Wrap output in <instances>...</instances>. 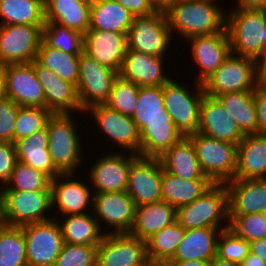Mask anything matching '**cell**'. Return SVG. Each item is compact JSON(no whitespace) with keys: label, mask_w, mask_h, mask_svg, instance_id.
Listing matches in <instances>:
<instances>
[{"label":"cell","mask_w":266,"mask_h":266,"mask_svg":"<svg viewBox=\"0 0 266 266\" xmlns=\"http://www.w3.org/2000/svg\"><path fill=\"white\" fill-rule=\"evenodd\" d=\"M215 0H181L166 15L171 35L187 40L204 34L226 30V14Z\"/></svg>","instance_id":"6da1fadb"},{"label":"cell","mask_w":266,"mask_h":266,"mask_svg":"<svg viewBox=\"0 0 266 266\" xmlns=\"http://www.w3.org/2000/svg\"><path fill=\"white\" fill-rule=\"evenodd\" d=\"M74 118L73 113L52 114L46 123L49 137L47 149L53 165L61 174L78 173L84 160L82 137H79L81 135L77 130L79 124Z\"/></svg>","instance_id":"7a4b0ae2"},{"label":"cell","mask_w":266,"mask_h":266,"mask_svg":"<svg viewBox=\"0 0 266 266\" xmlns=\"http://www.w3.org/2000/svg\"><path fill=\"white\" fill-rule=\"evenodd\" d=\"M176 221L185 229H228L229 205L225 183H215L201 197L176 209Z\"/></svg>","instance_id":"3957f363"},{"label":"cell","mask_w":266,"mask_h":266,"mask_svg":"<svg viewBox=\"0 0 266 266\" xmlns=\"http://www.w3.org/2000/svg\"><path fill=\"white\" fill-rule=\"evenodd\" d=\"M227 10L226 30L231 54L256 59L262 52L259 32L266 21V8L233 7Z\"/></svg>","instance_id":"277c9868"},{"label":"cell","mask_w":266,"mask_h":266,"mask_svg":"<svg viewBox=\"0 0 266 266\" xmlns=\"http://www.w3.org/2000/svg\"><path fill=\"white\" fill-rule=\"evenodd\" d=\"M178 82L171 78L163 85L164 107L178 130L187 137L198 131L200 107L205 93L202 83H193L196 86L194 92Z\"/></svg>","instance_id":"5b68a950"},{"label":"cell","mask_w":266,"mask_h":266,"mask_svg":"<svg viewBox=\"0 0 266 266\" xmlns=\"http://www.w3.org/2000/svg\"><path fill=\"white\" fill-rule=\"evenodd\" d=\"M193 143L202 172L214 183L235 178L237 145L208 137L199 132L187 136Z\"/></svg>","instance_id":"8992f818"},{"label":"cell","mask_w":266,"mask_h":266,"mask_svg":"<svg viewBox=\"0 0 266 266\" xmlns=\"http://www.w3.org/2000/svg\"><path fill=\"white\" fill-rule=\"evenodd\" d=\"M259 85L255 60L230 54L222 65L202 82L205 95L255 90Z\"/></svg>","instance_id":"52a82bcc"},{"label":"cell","mask_w":266,"mask_h":266,"mask_svg":"<svg viewBox=\"0 0 266 266\" xmlns=\"http://www.w3.org/2000/svg\"><path fill=\"white\" fill-rule=\"evenodd\" d=\"M172 39L167 15L155 11L134 18L127 33V50L165 56Z\"/></svg>","instance_id":"ba28073f"},{"label":"cell","mask_w":266,"mask_h":266,"mask_svg":"<svg viewBox=\"0 0 266 266\" xmlns=\"http://www.w3.org/2000/svg\"><path fill=\"white\" fill-rule=\"evenodd\" d=\"M28 266H54L63 245L57 219L22 226Z\"/></svg>","instance_id":"9c48e42d"},{"label":"cell","mask_w":266,"mask_h":266,"mask_svg":"<svg viewBox=\"0 0 266 266\" xmlns=\"http://www.w3.org/2000/svg\"><path fill=\"white\" fill-rule=\"evenodd\" d=\"M117 77V71L96 62L83 51L80 54L76 85L81 109L86 111L91 106L104 104Z\"/></svg>","instance_id":"30bf717a"},{"label":"cell","mask_w":266,"mask_h":266,"mask_svg":"<svg viewBox=\"0 0 266 266\" xmlns=\"http://www.w3.org/2000/svg\"><path fill=\"white\" fill-rule=\"evenodd\" d=\"M50 210L51 191H5V225L22 227L47 221L52 219Z\"/></svg>","instance_id":"8fae6325"},{"label":"cell","mask_w":266,"mask_h":266,"mask_svg":"<svg viewBox=\"0 0 266 266\" xmlns=\"http://www.w3.org/2000/svg\"><path fill=\"white\" fill-rule=\"evenodd\" d=\"M135 211L136 205L127 191L93 195L91 212H94V217L105 235L129 233L135 219ZM103 224L106 225V231L103 230Z\"/></svg>","instance_id":"7c38bea8"},{"label":"cell","mask_w":266,"mask_h":266,"mask_svg":"<svg viewBox=\"0 0 266 266\" xmlns=\"http://www.w3.org/2000/svg\"><path fill=\"white\" fill-rule=\"evenodd\" d=\"M76 175L79 176L77 173L60 174L50 181L53 210L50 212L53 213L55 209L52 218L58 219L57 215L90 213L93 209L94 193L90 188L91 185H87V182L82 179L78 180ZM87 208L88 210H86Z\"/></svg>","instance_id":"4fadbf2b"},{"label":"cell","mask_w":266,"mask_h":266,"mask_svg":"<svg viewBox=\"0 0 266 266\" xmlns=\"http://www.w3.org/2000/svg\"><path fill=\"white\" fill-rule=\"evenodd\" d=\"M84 113H91L93 122L95 121L101 129V135L104 133V136L112 141L116 147L117 145L121 147L118 152L128 150L132 154L141 156L139 129L130 116L110 109L105 104L91 106Z\"/></svg>","instance_id":"5bb4252c"},{"label":"cell","mask_w":266,"mask_h":266,"mask_svg":"<svg viewBox=\"0 0 266 266\" xmlns=\"http://www.w3.org/2000/svg\"><path fill=\"white\" fill-rule=\"evenodd\" d=\"M44 26L1 25L0 59L3 65L29 63L36 59Z\"/></svg>","instance_id":"9a60e30c"},{"label":"cell","mask_w":266,"mask_h":266,"mask_svg":"<svg viewBox=\"0 0 266 266\" xmlns=\"http://www.w3.org/2000/svg\"><path fill=\"white\" fill-rule=\"evenodd\" d=\"M162 173L158 157L138 155L131 162L126 191L136 206L162 200Z\"/></svg>","instance_id":"2e32d148"},{"label":"cell","mask_w":266,"mask_h":266,"mask_svg":"<svg viewBox=\"0 0 266 266\" xmlns=\"http://www.w3.org/2000/svg\"><path fill=\"white\" fill-rule=\"evenodd\" d=\"M112 152H104L105 155L97 158L95 163L91 164L92 167L89 166L87 179L88 183L93 185L91 187L94 194L121 192L127 189L130 165L138 155L113 150Z\"/></svg>","instance_id":"e0dca14e"},{"label":"cell","mask_w":266,"mask_h":266,"mask_svg":"<svg viewBox=\"0 0 266 266\" xmlns=\"http://www.w3.org/2000/svg\"><path fill=\"white\" fill-rule=\"evenodd\" d=\"M185 41L190 44V55L194 65L199 68L198 74L193 78L199 83L214 73L231 54L227 31L197 35Z\"/></svg>","instance_id":"ac0fdd59"},{"label":"cell","mask_w":266,"mask_h":266,"mask_svg":"<svg viewBox=\"0 0 266 266\" xmlns=\"http://www.w3.org/2000/svg\"><path fill=\"white\" fill-rule=\"evenodd\" d=\"M146 258V241L129 233L106 234L97 247V266H135Z\"/></svg>","instance_id":"d6986e66"},{"label":"cell","mask_w":266,"mask_h":266,"mask_svg":"<svg viewBox=\"0 0 266 266\" xmlns=\"http://www.w3.org/2000/svg\"><path fill=\"white\" fill-rule=\"evenodd\" d=\"M5 77L8 99L22 107L45 108L44 89L31 62L5 65Z\"/></svg>","instance_id":"ffe728a7"},{"label":"cell","mask_w":266,"mask_h":266,"mask_svg":"<svg viewBox=\"0 0 266 266\" xmlns=\"http://www.w3.org/2000/svg\"><path fill=\"white\" fill-rule=\"evenodd\" d=\"M31 63L44 89L45 108L52 114L75 112L74 114L82 115L84 113L81 109L76 85L60 78L36 59Z\"/></svg>","instance_id":"44dd1931"},{"label":"cell","mask_w":266,"mask_h":266,"mask_svg":"<svg viewBox=\"0 0 266 266\" xmlns=\"http://www.w3.org/2000/svg\"><path fill=\"white\" fill-rule=\"evenodd\" d=\"M199 133L238 145L245 134L216 97L204 95L200 107Z\"/></svg>","instance_id":"7402d4cb"},{"label":"cell","mask_w":266,"mask_h":266,"mask_svg":"<svg viewBox=\"0 0 266 266\" xmlns=\"http://www.w3.org/2000/svg\"><path fill=\"white\" fill-rule=\"evenodd\" d=\"M164 59L166 60L165 56L127 50L118 75L138 86H163L172 78L164 72Z\"/></svg>","instance_id":"603a6c76"},{"label":"cell","mask_w":266,"mask_h":266,"mask_svg":"<svg viewBox=\"0 0 266 266\" xmlns=\"http://www.w3.org/2000/svg\"><path fill=\"white\" fill-rule=\"evenodd\" d=\"M127 51V33L88 30L84 34V52L96 62L118 73Z\"/></svg>","instance_id":"cb8c5ba5"},{"label":"cell","mask_w":266,"mask_h":266,"mask_svg":"<svg viewBox=\"0 0 266 266\" xmlns=\"http://www.w3.org/2000/svg\"><path fill=\"white\" fill-rule=\"evenodd\" d=\"M225 185L229 215L260 213L266 207V179H233Z\"/></svg>","instance_id":"d4e9b609"},{"label":"cell","mask_w":266,"mask_h":266,"mask_svg":"<svg viewBox=\"0 0 266 266\" xmlns=\"http://www.w3.org/2000/svg\"><path fill=\"white\" fill-rule=\"evenodd\" d=\"M139 133L143 157L159 158L184 137L172 118L150 119L139 129Z\"/></svg>","instance_id":"484cf974"},{"label":"cell","mask_w":266,"mask_h":266,"mask_svg":"<svg viewBox=\"0 0 266 266\" xmlns=\"http://www.w3.org/2000/svg\"><path fill=\"white\" fill-rule=\"evenodd\" d=\"M234 179H266V136L248 134L237 145Z\"/></svg>","instance_id":"4316f807"},{"label":"cell","mask_w":266,"mask_h":266,"mask_svg":"<svg viewBox=\"0 0 266 266\" xmlns=\"http://www.w3.org/2000/svg\"><path fill=\"white\" fill-rule=\"evenodd\" d=\"M47 127L14 142L17 161L46 174L51 180L61 173L55 168L47 149Z\"/></svg>","instance_id":"83f0119b"},{"label":"cell","mask_w":266,"mask_h":266,"mask_svg":"<svg viewBox=\"0 0 266 266\" xmlns=\"http://www.w3.org/2000/svg\"><path fill=\"white\" fill-rule=\"evenodd\" d=\"M217 228L185 229V234L170 261L201 260L210 262L217 255Z\"/></svg>","instance_id":"f1b7e54d"},{"label":"cell","mask_w":266,"mask_h":266,"mask_svg":"<svg viewBox=\"0 0 266 266\" xmlns=\"http://www.w3.org/2000/svg\"><path fill=\"white\" fill-rule=\"evenodd\" d=\"M159 160L165 171L182 179H210L204 175L197 159L192 141L183 137L179 142L166 150Z\"/></svg>","instance_id":"f546056e"},{"label":"cell","mask_w":266,"mask_h":266,"mask_svg":"<svg viewBox=\"0 0 266 266\" xmlns=\"http://www.w3.org/2000/svg\"><path fill=\"white\" fill-rule=\"evenodd\" d=\"M175 220L176 209L163 200L136 206L135 219L129 234L146 241Z\"/></svg>","instance_id":"4dcf8cb0"},{"label":"cell","mask_w":266,"mask_h":266,"mask_svg":"<svg viewBox=\"0 0 266 266\" xmlns=\"http://www.w3.org/2000/svg\"><path fill=\"white\" fill-rule=\"evenodd\" d=\"M44 6L45 22H55L82 34L89 30L91 6L80 0H44Z\"/></svg>","instance_id":"1f68e13d"},{"label":"cell","mask_w":266,"mask_h":266,"mask_svg":"<svg viewBox=\"0 0 266 266\" xmlns=\"http://www.w3.org/2000/svg\"><path fill=\"white\" fill-rule=\"evenodd\" d=\"M215 183L211 179H182L163 169L162 200L171 204L175 209L190 204Z\"/></svg>","instance_id":"d6a6232c"},{"label":"cell","mask_w":266,"mask_h":266,"mask_svg":"<svg viewBox=\"0 0 266 266\" xmlns=\"http://www.w3.org/2000/svg\"><path fill=\"white\" fill-rule=\"evenodd\" d=\"M63 218V220L61 219ZM57 221L60 224L63 242L79 245L98 246L103 237L98 221L93 212L62 216Z\"/></svg>","instance_id":"836d02e7"},{"label":"cell","mask_w":266,"mask_h":266,"mask_svg":"<svg viewBox=\"0 0 266 266\" xmlns=\"http://www.w3.org/2000/svg\"><path fill=\"white\" fill-rule=\"evenodd\" d=\"M135 16L115 0H100L91 6L89 30L128 33Z\"/></svg>","instance_id":"e575fe53"},{"label":"cell","mask_w":266,"mask_h":266,"mask_svg":"<svg viewBox=\"0 0 266 266\" xmlns=\"http://www.w3.org/2000/svg\"><path fill=\"white\" fill-rule=\"evenodd\" d=\"M254 92L255 90L226 92L216 96L245 135L257 134Z\"/></svg>","instance_id":"d590c367"},{"label":"cell","mask_w":266,"mask_h":266,"mask_svg":"<svg viewBox=\"0 0 266 266\" xmlns=\"http://www.w3.org/2000/svg\"><path fill=\"white\" fill-rule=\"evenodd\" d=\"M0 18V26H44V0H0Z\"/></svg>","instance_id":"8d00e7d4"},{"label":"cell","mask_w":266,"mask_h":266,"mask_svg":"<svg viewBox=\"0 0 266 266\" xmlns=\"http://www.w3.org/2000/svg\"><path fill=\"white\" fill-rule=\"evenodd\" d=\"M36 60L60 78L77 85L80 54H69L41 42Z\"/></svg>","instance_id":"74e56055"},{"label":"cell","mask_w":266,"mask_h":266,"mask_svg":"<svg viewBox=\"0 0 266 266\" xmlns=\"http://www.w3.org/2000/svg\"><path fill=\"white\" fill-rule=\"evenodd\" d=\"M184 234L185 228L175 220L146 240L147 257L152 261H170Z\"/></svg>","instance_id":"f35d334b"},{"label":"cell","mask_w":266,"mask_h":266,"mask_svg":"<svg viewBox=\"0 0 266 266\" xmlns=\"http://www.w3.org/2000/svg\"><path fill=\"white\" fill-rule=\"evenodd\" d=\"M131 118L138 129L150 119L171 118L164 107L163 86H140L137 107Z\"/></svg>","instance_id":"ab89813d"},{"label":"cell","mask_w":266,"mask_h":266,"mask_svg":"<svg viewBox=\"0 0 266 266\" xmlns=\"http://www.w3.org/2000/svg\"><path fill=\"white\" fill-rule=\"evenodd\" d=\"M0 266H28L22 227L0 226Z\"/></svg>","instance_id":"60d3db41"},{"label":"cell","mask_w":266,"mask_h":266,"mask_svg":"<svg viewBox=\"0 0 266 266\" xmlns=\"http://www.w3.org/2000/svg\"><path fill=\"white\" fill-rule=\"evenodd\" d=\"M42 42L47 47L69 54H81L84 51V34L55 22H45Z\"/></svg>","instance_id":"b9f144b4"},{"label":"cell","mask_w":266,"mask_h":266,"mask_svg":"<svg viewBox=\"0 0 266 266\" xmlns=\"http://www.w3.org/2000/svg\"><path fill=\"white\" fill-rule=\"evenodd\" d=\"M51 179L43 172L16 162L5 191H51Z\"/></svg>","instance_id":"7bdbcfd3"},{"label":"cell","mask_w":266,"mask_h":266,"mask_svg":"<svg viewBox=\"0 0 266 266\" xmlns=\"http://www.w3.org/2000/svg\"><path fill=\"white\" fill-rule=\"evenodd\" d=\"M139 88L137 84L124 80L118 75L104 104L110 109L131 117L137 107Z\"/></svg>","instance_id":"ee69618b"},{"label":"cell","mask_w":266,"mask_h":266,"mask_svg":"<svg viewBox=\"0 0 266 266\" xmlns=\"http://www.w3.org/2000/svg\"><path fill=\"white\" fill-rule=\"evenodd\" d=\"M51 115L47 108L20 106L14 130V142L45 128Z\"/></svg>","instance_id":"f6af8a7d"},{"label":"cell","mask_w":266,"mask_h":266,"mask_svg":"<svg viewBox=\"0 0 266 266\" xmlns=\"http://www.w3.org/2000/svg\"><path fill=\"white\" fill-rule=\"evenodd\" d=\"M229 229L247 242L266 238V219L261 213L229 215Z\"/></svg>","instance_id":"bcb514c9"},{"label":"cell","mask_w":266,"mask_h":266,"mask_svg":"<svg viewBox=\"0 0 266 266\" xmlns=\"http://www.w3.org/2000/svg\"><path fill=\"white\" fill-rule=\"evenodd\" d=\"M97 247L63 243L54 266H97Z\"/></svg>","instance_id":"7dc6e473"},{"label":"cell","mask_w":266,"mask_h":266,"mask_svg":"<svg viewBox=\"0 0 266 266\" xmlns=\"http://www.w3.org/2000/svg\"><path fill=\"white\" fill-rule=\"evenodd\" d=\"M249 252V242L238 237L229 228L221 231L218 237L216 256L240 265Z\"/></svg>","instance_id":"c3c4849f"},{"label":"cell","mask_w":266,"mask_h":266,"mask_svg":"<svg viewBox=\"0 0 266 266\" xmlns=\"http://www.w3.org/2000/svg\"><path fill=\"white\" fill-rule=\"evenodd\" d=\"M19 107L8 98L0 101V142L14 143V130Z\"/></svg>","instance_id":"681fc988"},{"label":"cell","mask_w":266,"mask_h":266,"mask_svg":"<svg viewBox=\"0 0 266 266\" xmlns=\"http://www.w3.org/2000/svg\"><path fill=\"white\" fill-rule=\"evenodd\" d=\"M17 162L14 143L0 142V184L9 181L11 173Z\"/></svg>","instance_id":"f907efd6"},{"label":"cell","mask_w":266,"mask_h":266,"mask_svg":"<svg viewBox=\"0 0 266 266\" xmlns=\"http://www.w3.org/2000/svg\"><path fill=\"white\" fill-rule=\"evenodd\" d=\"M254 104L257 114V134L266 136V90L260 85L254 92Z\"/></svg>","instance_id":"816d5d0a"},{"label":"cell","mask_w":266,"mask_h":266,"mask_svg":"<svg viewBox=\"0 0 266 266\" xmlns=\"http://www.w3.org/2000/svg\"><path fill=\"white\" fill-rule=\"evenodd\" d=\"M130 11L135 17L150 15L155 12L151 0H115Z\"/></svg>","instance_id":"f5cc1de1"},{"label":"cell","mask_w":266,"mask_h":266,"mask_svg":"<svg viewBox=\"0 0 266 266\" xmlns=\"http://www.w3.org/2000/svg\"><path fill=\"white\" fill-rule=\"evenodd\" d=\"M249 251L266 262V238L250 241Z\"/></svg>","instance_id":"db71d44e"},{"label":"cell","mask_w":266,"mask_h":266,"mask_svg":"<svg viewBox=\"0 0 266 266\" xmlns=\"http://www.w3.org/2000/svg\"><path fill=\"white\" fill-rule=\"evenodd\" d=\"M256 75L258 82L266 76V47L262 49L261 54L255 59Z\"/></svg>","instance_id":"11a10c76"},{"label":"cell","mask_w":266,"mask_h":266,"mask_svg":"<svg viewBox=\"0 0 266 266\" xmlns=\"http://www.w3.org/2000/svg\"><path fill=\"white\" fill-rule=\"evenodd\" d=\"M152 6L156 12L167 14L181 0H151Z\"/></svg>","instance_id":"9f6ffc18"},{"label":"cell","mask_w":266,"mask_h":266,"mask_svg":"<svg viewBox=\"0 0 266 266\" xmlns=\"http://www.w3.org/2000/svg\"><path fill=\"white\" fill-rule=\"evenodd\" d=\"M236 7L266 8V0H236Z\"/></svg>","instance_id":"6f0895ef"},{"label":"cell","mask_w":266,"mask_h":266,"mask_svg":"<svg viewBox=\"0 0 266 266\" xmlns=\"http://www.w3.org/2000/svg\"><path fill=\"white\" fill-rule=\"evenodd\" d=\"M239 266H266V262L249 252Z\"/></svg>","instance_id":"680465c9"},{"label":"cell","mask_w":266,"mask_h":266,"mask_svg":"<svg viewBox=\"0 0 266 266\" xmlns=\"http://www.w3.org/2000/svg\"><path fill=\"white\" fill-rule=\"evenodd\" d=\"M7 98L5 65L0 66V101Z\"/></svg>","instance_id":"91938a15"},{"label":"cell","mask_w":266,"mask_h":266,"mask_svg":"<svg viewBox=\"0 0 266 266\" xmlns=\"http://www.w3.org/2000/svg\"><path fill=\"white\" fill-rule=\"evenodd\" d=\"M5 225V187L0 184V226Z\"/></svg>","instance_id":"94428289"},{"label":"cell","mask_w":266,"mask_h":266,"mask_svg":"<svg viewBox=\"0 0 266 266\" xmlns=\"http://www.w3.org/2000/svg\"><path fill=\"white\" fill-rule=\"evenodd\" d=\"M175 264V266H209L210 262L201 260H186V261H170Z\"/></svg>","instance_id":"6125c7cd"},{"label":"cell","mask_w":266,"mask_h":266,"mask_svg":"<svg viewBox=\"0 0 266 266\" xmlns=\"http://www.w3.org/2000/svg\"><path fill=\"white\" fill-rule=\"evenodd\" d=\"M209 266H239V264L224 260L215 256L211 261Z\"/></svg>","instance_id":"be15d7a7"},{"label":"cell","mask_w":266,"mask_h":266,"mask_svg":"<svg viewBox=\"0 0 266 266\" xmlns=\"http://www.w3.org/2000/svg\"><path fill=\"white\" fill-rule=\"evenodd\" d=\"M258 34L263 41V46L266 47V21Z\"/></svg>","instance_id":"e7e4bbea"},{"label":"cell","mask_w":266,"mask_h":266,"mask_svg":"<svg viewBox=\"0 0 266 266\" xmlns=\"http://www.w3.org/2000/svg\"><path fill=\"white\" fill-rule=\"evenodd\" d=\"M151 266H175V264L170 261H152Z\"/></svg>","instance_id":"03108f58"},{"label":"cell","mask_w":266,"mask_h":266,"mask_svg":"<svg viewBox=\"0 0 266 266\" xmlns=\"http://www.w3.org/2000/svg\"><path fill=\"white\" fill-rule=\"evenodd\" d=\"M151 265H152V260L147 257L142 263L135 266H151Z\"/></svg>","instance_id":"003e7915"},{"label":"cell","mask_w":266,"mask_h":266,"mask_svg":"<svg viewBox=\"0 0 266 266\" xmlns=\"http://www.w3.org/2000/svg\"><path fill=\"white\" fill-rule=\"evenodd\" d=\"M80 1L89 6H93L97 4L100 0H80Z\"/></svg>","instance_id":"a7ac6f4b"},{"label":"cell","mask_w":266,"mask_h":266,"mask_svg":"<svg viewBox=\"0 0 266 266\" xmlns=\"http://www.w3.org/2000/svg\"><path fill=\"white\" fill-rule=\"evenodd\" d=\"M259 85L266 90V76L259 82Z\"/></svg>","instance_id":"89a4df30"},{"label":"cell","mask_w":266,"mask_h":266,"mask_svg":"<svg viewBox=\"0 0 266 266\" xmlns=\"http://www.w3.org/2000/svg\"><path fill=\"white\" fill-rule=\"evenodd\" d=\"M260 213L266 219V207H264V209Z\"/></svg>","instance_id":"2644e50d"}]
</instances>
